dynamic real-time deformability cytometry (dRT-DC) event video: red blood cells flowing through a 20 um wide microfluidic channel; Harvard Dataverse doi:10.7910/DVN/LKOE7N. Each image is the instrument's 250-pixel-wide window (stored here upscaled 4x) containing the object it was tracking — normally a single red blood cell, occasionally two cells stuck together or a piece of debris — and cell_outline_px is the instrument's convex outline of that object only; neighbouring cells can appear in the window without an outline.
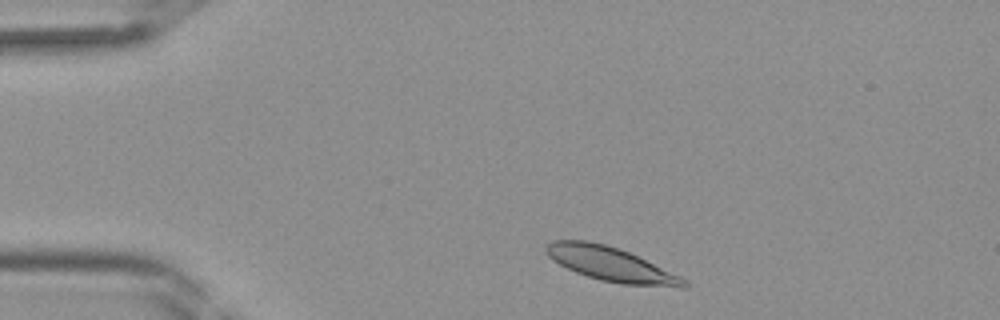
{"species": "Egyptian fruit bat (a non-hibernating species)", "species_latin": "Rousettus aegyptiacus", "temperature_condition": "room temperature", "stored_images_in_passage": 36, "camera_frame_rate_fps": 3000, "um_per_image_px": 0.085, "frame": {"image": 1, "passage_image": 2, "time_ms": 0.333, "image_size_px": [1000, 320], "cell_outline_px": [[688, 288], [680, 288], [620, 284], [600, 280], [576, 272], [552, 260], [544, 252], [544, 248], [552, 240], [588, 240], [620, 248], [680, 276], [688, 284]], "centroid_in_image_um": [51.91, 22.46], "position_along_channel_um": 33.1, "area_um2": 27.46}}
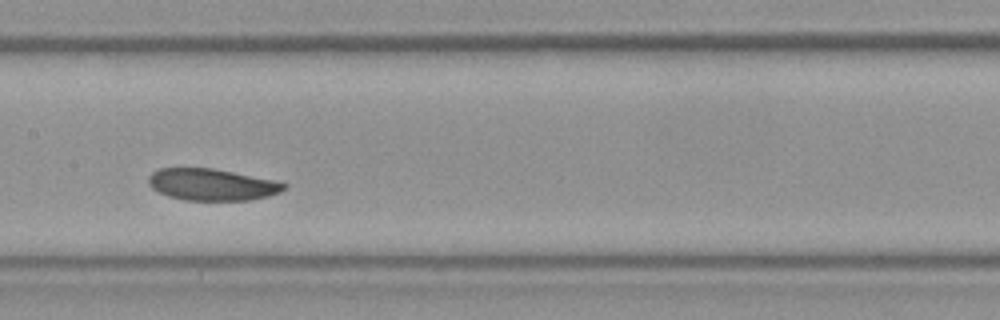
{"frame": {"image": 2, "passage_image": 15, "time_ms": 4.667, "image_size_px": [1000, 320], "cell_outline_px": [[288, 184], [280, 192], [268, 196], [248, 200], [184, 200], [168, 196], [152, 188], [148, 184], [148, 176], [152, 172], [160, 168], [212, 168], [276, 180]], "centroid_in_image_um": [18.0, 15.68], "position_along_channel_um": 189.4, "area_um2": 25.03}}
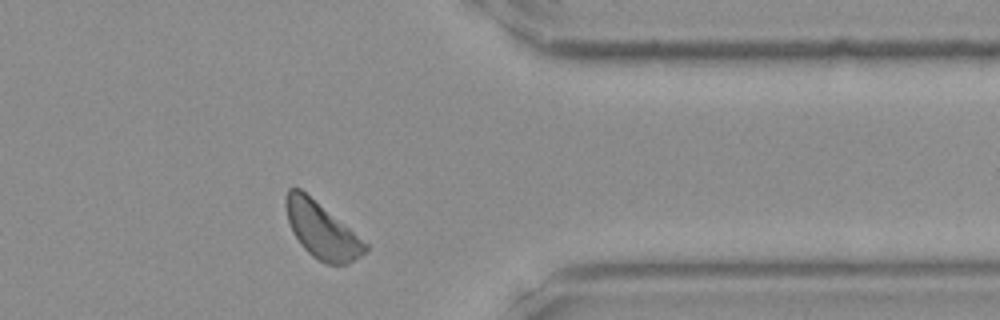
{"frame": {"image": 3, "passage_image": 28, "time_ms": 9.0, "image_size_px": [1000, 320], "cell_outline_px": [[368, 248], [360, 256], [348, 264], [328, 264], [312, 256], [300, 244], [292, 232], [288, 220], [284, 204], [284, 196], [288, 188], [300, 188], [368, 244]], "centroid_in_image_um": [27.3, 19.57], "position_along_channel_um": 384.1, "area_um2": 25.43}}